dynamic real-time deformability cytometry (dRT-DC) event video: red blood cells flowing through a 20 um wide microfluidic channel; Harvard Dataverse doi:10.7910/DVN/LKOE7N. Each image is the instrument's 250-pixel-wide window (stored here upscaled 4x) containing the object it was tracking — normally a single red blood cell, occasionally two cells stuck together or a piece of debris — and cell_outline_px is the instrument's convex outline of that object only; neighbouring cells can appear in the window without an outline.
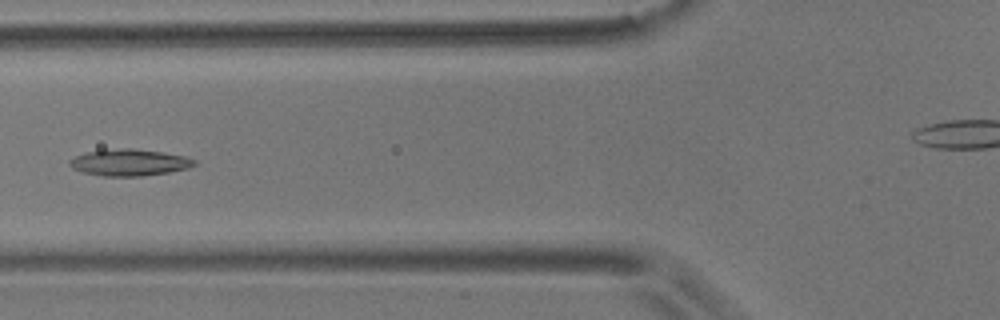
{"species": "common noctule bat (a hibernating species)", "species_latin": "Nyctalus noctula", "temperature_condition": "room temperature", "stored_images_in_passage": 2, "camera_frame_rate_fps": 3000, "um_per_image_px": 0.085, "animal": {"sex": "male", "body_mass_g": 17.9}, "frame": {"image": 1, "passage_image": 2, "time_ms": 1.0, "image_size_px": [1000, 320], "cell_outline_px": [[196, 164], [188, 168], [168, 172], [140, 176], [104, 176], [80, 172], [72, 168], [68, 164], [68, 160], [76, 156], [88, 152], [124, 148], [132, 148], [164, 152], [184, 156], [196, 160]], "centroid_in_image_um": [10.98, 13.81], "position_along_channel_um": 114.8, "area_um2": 19.25}}